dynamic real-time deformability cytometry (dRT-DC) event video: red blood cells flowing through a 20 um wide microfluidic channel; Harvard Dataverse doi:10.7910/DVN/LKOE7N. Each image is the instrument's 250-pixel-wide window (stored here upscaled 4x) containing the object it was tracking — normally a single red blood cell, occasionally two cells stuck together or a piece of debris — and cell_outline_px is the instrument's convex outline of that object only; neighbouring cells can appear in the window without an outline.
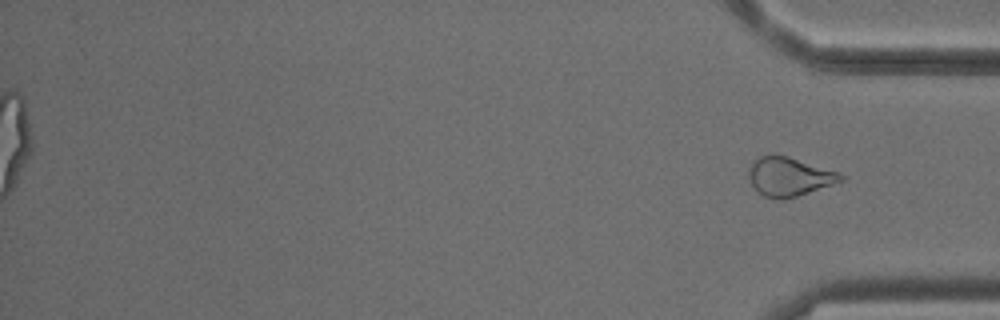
{"species": "common noctule bat (a hibernating species)", "species_latin": "Nyctalus noctula", "temperature_condition": "cold", "stored_images_in_passage": 42, "segment_of_instrument_passage": [2, 2], "camera_frame_rate_fps": 3000, "um_per_image_px": 0.085, "animal": {"sex": "male", "body_mass_g": 18.8}, "frame": {"image": 1, "passage_image": 42, "time_ms": 13.667, "image_size_px": [1000, 320], "cell_outline_px": [[844, 180], [784, 200], [776, 200], [764, 196], [752, 184], [748, 176], [748, 168], [760, 156], [788, 156], [840, 172], [844, 176]], "centroid_in_image_um": [67.09, 15.03], "position_along_channel_um": 368.1, "area_um2": 20.52}}